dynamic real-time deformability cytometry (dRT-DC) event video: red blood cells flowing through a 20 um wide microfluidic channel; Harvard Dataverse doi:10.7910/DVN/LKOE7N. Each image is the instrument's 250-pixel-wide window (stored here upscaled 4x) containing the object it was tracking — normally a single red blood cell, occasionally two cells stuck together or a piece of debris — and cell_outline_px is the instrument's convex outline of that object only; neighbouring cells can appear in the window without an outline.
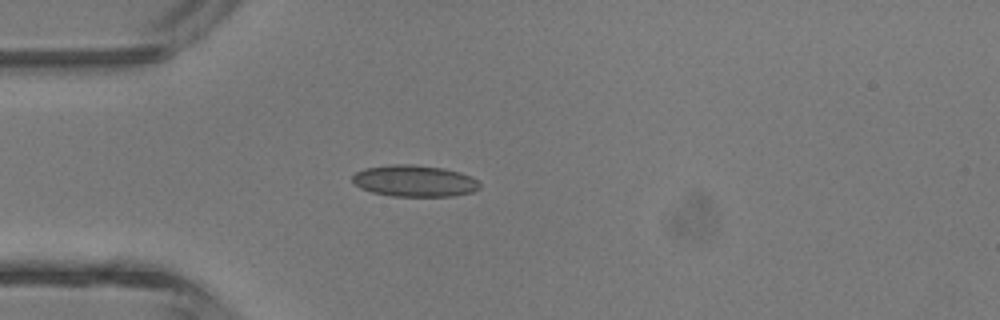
{"species": "common noctule bat (a hibernating species)", "species_latin": "Nyctalus noctula", "temperature_condition": "room temperature", "stored_images_in_passage": 4, "camera_frame_rate_fps": 3000, "um_per_image_px": 0.085, "animal": {"sex": "male", "body_mass_g": 13.3}, "frame": {"image": 1, "passage_image": 4, "time_ms": 3.333, "image_size_px": [1000, 320], "cell_outline_px": [[480, 188], [472, 192], [452, 196], [392, 196], [372, 192], [360, 188], [352, 180], [352, 176], [356, 172], [364, 168], [392, 164], [412, 164], [444, 168], [460, 172], [472, 176], [480, 184]], "centroid_in_image_um": [35.24, 15.37], "position_along_channel_um": 49.8, "area_um2": 23.47}}